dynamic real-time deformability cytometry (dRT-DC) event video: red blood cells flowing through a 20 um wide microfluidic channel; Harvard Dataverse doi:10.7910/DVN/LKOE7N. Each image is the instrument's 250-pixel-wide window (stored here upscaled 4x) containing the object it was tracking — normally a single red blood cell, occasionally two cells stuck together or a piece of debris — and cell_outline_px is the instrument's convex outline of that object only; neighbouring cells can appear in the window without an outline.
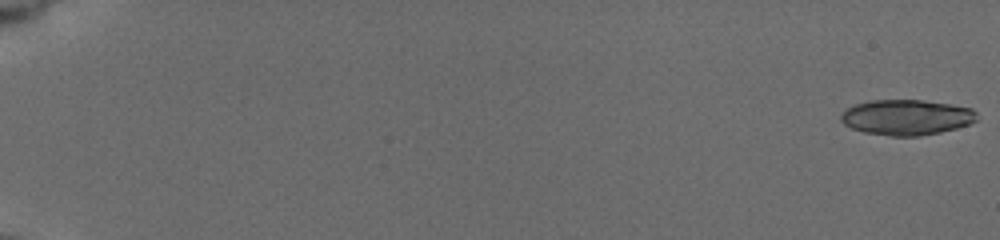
{"species": "common noctule bat (a hibernating species)", "species_latin": "Nyctalus noctula", "temperature_condition": "cold", "stored_images_in_passage": 28, "camera_frame_rate_fps": 3000, "um_per_image_px": 0.085, "animal": {"sex": "female", "body_mass_g": 19.5, "forearm_length_mm": 54.1}, "frame": {"image": 1, "passage_image": 1, "time_ms": 0.0, "image_size_px": [1000, 240], "cell_outline_px": [[976, 120], [968, 124], [956, 128], [940, 132], [916, 136], [892, 136], [864, 132], [852, 128], [844, 124], [840, 120], [840, 116], [848, 108], [856, 104], [872, 100], [920, 100], [948, 104], [972, 108], [976, 112]], "centroid_in_image_um": [77.04, 9.97], "position_along_channel_um": 8.0, "area_um2": 27.74}}
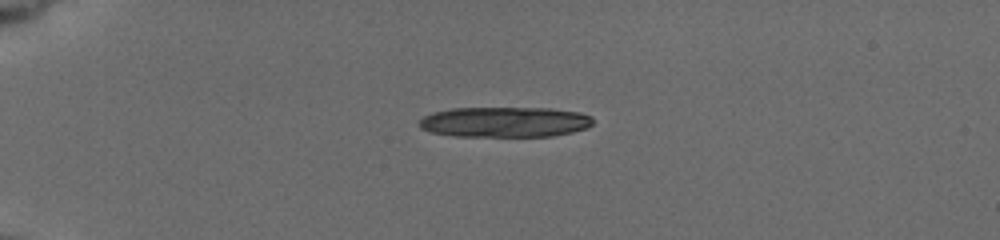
{"frame": {"image": 2, "passage_image": 18, "time_ms": 5.0, "image_size_px": [1000, 240], "cell_outline_px": [[592, 124], [584, 128], [572, 132], [552, 136], [456, 136], [432, 132], [420, 128], [416, 124], [424, 116], [432, 112], [452, 108], [548, 108], [580, 112], [592, 116]], "centroid_in_image_um": [42.88, 10.36], "position_along_channel_um": 42.1, "area_um2": 30.75}}